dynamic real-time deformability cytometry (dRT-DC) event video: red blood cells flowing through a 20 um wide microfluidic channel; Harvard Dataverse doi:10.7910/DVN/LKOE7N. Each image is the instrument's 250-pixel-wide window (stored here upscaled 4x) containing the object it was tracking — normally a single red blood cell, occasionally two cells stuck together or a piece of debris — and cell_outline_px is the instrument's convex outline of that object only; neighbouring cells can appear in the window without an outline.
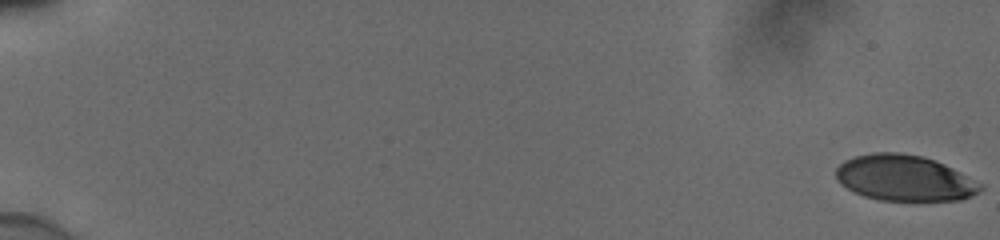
{"species": "human", "species_latin": "Homo sapiens", "temperature_condition": "cold", "stored_images_in_passage": 56, "camera_frame_rate_fps": 3000, "um_per_image_px": 0.085, "donor": {"sex": "male"}, "frame": {"image": 1, "passage_image": 1, "time_ms": 0.0, "image_size_px": [1000, 240], "cell_outline_px": [[984, 188], [980, 192], [972, 196], [960, 200], [880, 200], [864, 196], [840, 184], [836, 180], [836, 168], [844, 160], [856, 156], [872, 152], [900, 152], [924, 156], [936, 160], [984, 184]], "centroid_in_image_um": [76.9, 15.12], "position_along_channel_um": 8.1, "area_um2": 38.78}}
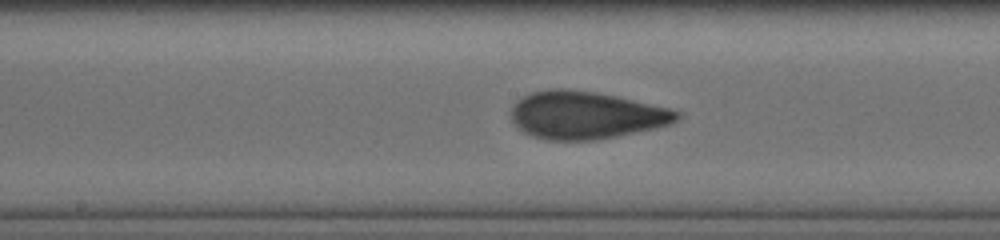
{"frame": {"image": 2, "passage_image": 32, "time_ms": 10.333, "image_size_px": [1000, 240], "cell_outline_px": [[680, 120], [656, 128], [596, 140], [544, 140], [532, 136], [524, 132], [512, 120], [512, 104], [516, 100], [532, 92], [548, 88], [568, 88], [596, 92], [616, 96], [668, 108], [680, 112]], "centroid_in_image_um": [49.78, 9.78], "position_along_channel_um": 198.4, "area_um2": 46.01}}
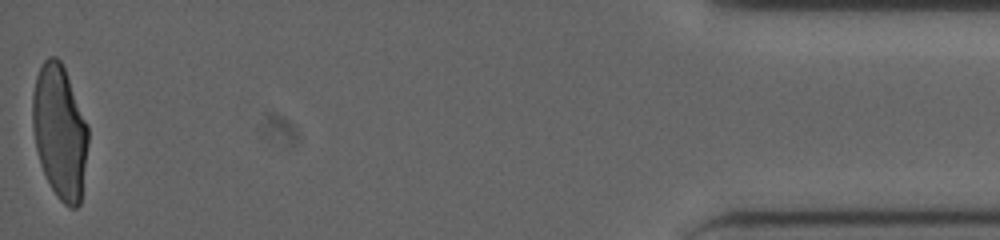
{"frame": {"image": 3, "passage_image": 56, "time_ms": 18.333, "image_size_px": [1000, 240], "cell_outline_px": [[88, 144], [80, 204], [76, 208], [68, 208], [56, 196], [40, 164], [36, 148], [32, 128], [32, 92], [36, 76], [44, 60], [48, 56], [56, 56], [60, 60], [64, 68], [88, 124]], "centroid_in_image_um": [5.07, 11.19], "position_along_channel_um": 430.1, "area_um2": 43.41}, "authors_computed_cell_mechanics": {"area_um2": 43.8991, "velocity_mm_per_s": 3.8817, "shape_relaxation_time_tau1_ms": 4.3727, "shape_relaxation_time_tau2_ms": 0.9932, "deformation_change_tau1": 0.1759, "deformation_change_tau2": 0.0614}}